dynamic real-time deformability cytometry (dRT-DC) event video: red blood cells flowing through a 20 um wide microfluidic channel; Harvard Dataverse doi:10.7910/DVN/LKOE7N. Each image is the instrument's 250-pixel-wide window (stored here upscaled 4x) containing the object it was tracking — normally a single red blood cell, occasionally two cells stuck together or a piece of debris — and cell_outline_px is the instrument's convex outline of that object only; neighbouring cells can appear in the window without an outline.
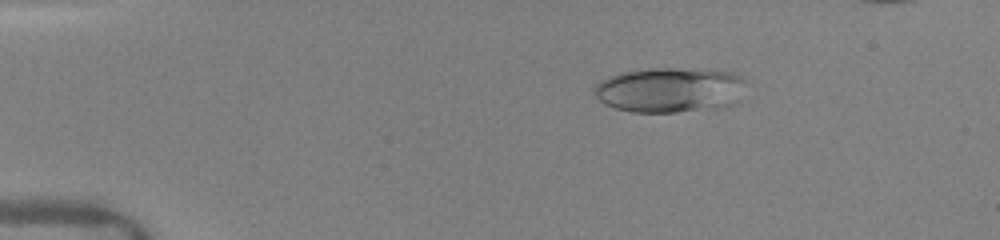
{"species": "human", "species_latin": "Homo sapiens", "temperature_condition": "warm", "stored_images_in_passage": 45, "camera_frame_rate_fps": 3000, "um_per_image_px": 0.085, "donor": {"sex": "female"}, "frame": {"image": 1, "passage_image": 6, "time_ms": 2.667, "image_size_px": [1000, 240], "cell_outline_px": [[744, 80], [740, 100], [736, 104], [728, 108], [676, 112], [632, 112], [616, 108], [604, 104], [592, 92], [592, 88], [600, 80], [608, 76], [620, 72], [648, 68], [696, 68], [732, 72], [744, 76]], "centroid_in_image_um": [56.97, 7.64], "position_along_channel_um": 28.0, "area_um2": 40.86}}
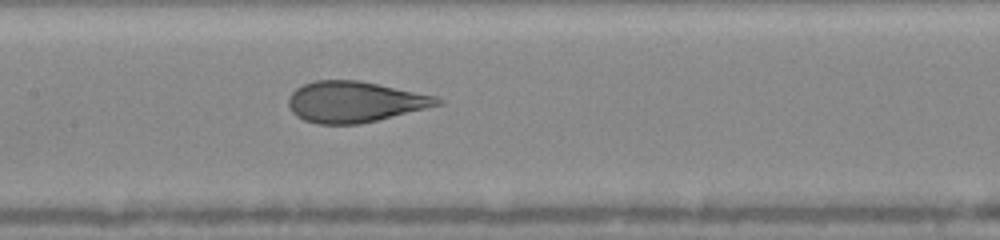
{"frame": {"image": 2, "passage_image": 21, "time_ms": 8.0, "image_size_px": [1000, 240], "cell_outline_px": [[444, 104], [360, 124], [316, 124], [304, 120], [296, 116], [292, 112], [288, 104], [288, 96], [296, 88], [304, 84], [316, 80], [360, 80], [436, 96], [444, 100]], "centroid_in_image_um": [30.15, 8.65], "position_along_channel_um": 177.3, "area_um2": 35.6}}
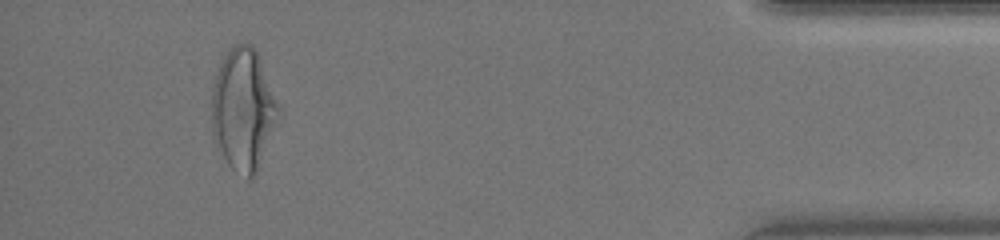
{"frame": {"image": 3, "passage_image": 43, "time_ms": 15.0, "image_size_px": [1000, 240], "cell_outline_px": [[280, 116], [256, 172], [252, 180], [248, 180], [232, 168], [228, 164], [212, 144], [212, 92], [216, 72], [224, 56], [236, 44], [252, 44], [256, 48], [260, 56], [280, 108]], "centroid_in_image_um": [20.67, 9.33], "position_along_channel_um": 414.5, "area_um2": 47.8}, "authors_computed_cell_mechanics": {"area_um2": 37.9746, "velocity_mm_per_s": 4.1417, "shape_relaxation_time_tau1_ms": 4.1698, "shape_relaxation_time_tau2_ms": 0.7562, "deformation_change_tau1": 0.1709, "deformation_change_tau2": 0.0873}}